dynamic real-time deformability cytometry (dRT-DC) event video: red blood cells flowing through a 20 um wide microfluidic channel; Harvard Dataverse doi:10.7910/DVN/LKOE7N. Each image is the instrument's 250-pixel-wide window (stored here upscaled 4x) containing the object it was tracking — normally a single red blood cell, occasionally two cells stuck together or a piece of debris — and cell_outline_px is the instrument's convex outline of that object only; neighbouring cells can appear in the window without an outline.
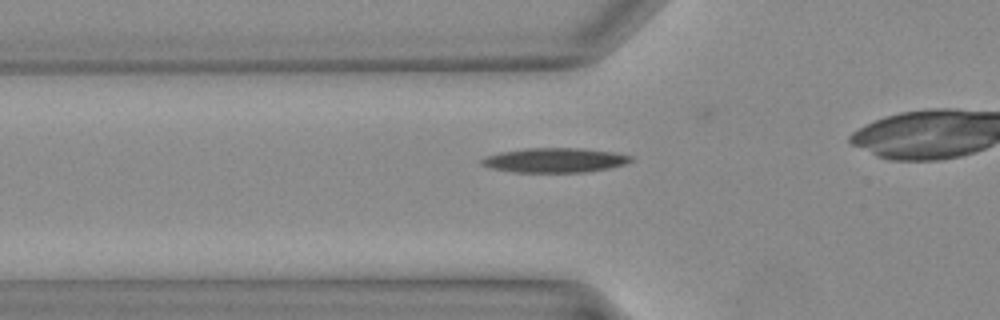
{"species": "Egyptian fruit bat (a non-hibernating species)", "species_latin": "Rousettus aegyptiacus", "temperature_condition": "warm", "stored_images_in_passage": 30, "camera_frame_rate_fps": 3000, "um_per_image_px": 0.085, "animal": {"sex": "female"}, "frame": {"image": 1, "passage_image": 11, "time_ms": 3.333, "image_size_px": [1000, 320], "cell_outline_px": [[632, 160], [624, 164], [608, 168], [588, 172], [512, 172], [492, 168], [480, 164], [480, 160], [488, 156], [500, 152], [528, 148], [572, 148], [612, 152], [632, 156]], "centroid_in_image_um": [47.13, 13.62], "position_along_channel_um": 78.7, "area_um2": 21.04}}
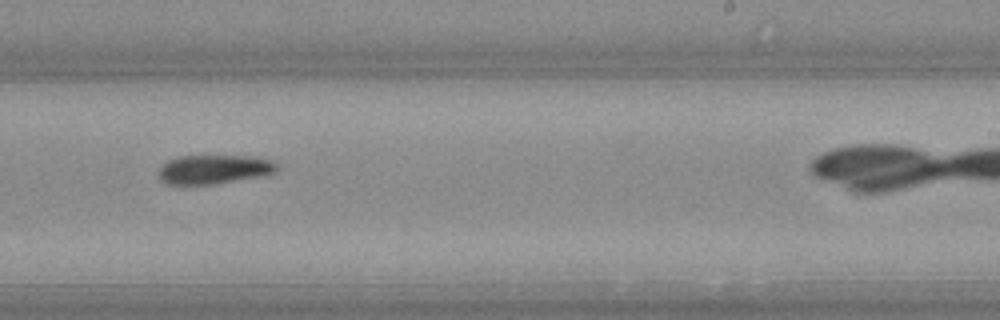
{"frame": {"image": 2, "passage_image": 22, "time_ms": 7.0, "image_size_px": [1000, 320], "cell_outline_px": [[280, 168], [276, 172], [268, 176], [216, 184], [184, 188], [168, 184], [160, 180], [156, 172], [168, 160], [180, 156], [256, 156], [268, 160], [276, 164]], "centroid_in_image_um": [18.16, 14.45], "position_along_channel_um": 270.8, "area_um2": 21.1}}
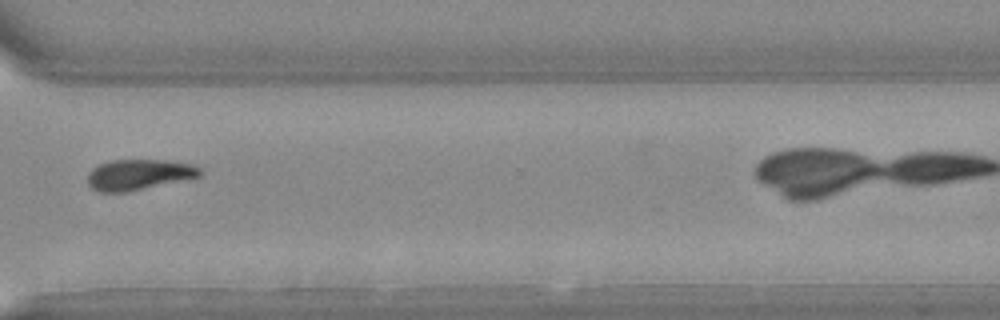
{"frame": {"image": 3, "passage_image": 27, "time_ms": 8.667, "image_size_px": [1000, 320], "cell_outline_px": [[204, 172], [200, 176], [124, 192], [100, 192], [92, 188], [88, 184], [88, 172], [92, 168], [100, 164], [112, 160], [164, 160], [192, 164], [200, 168]], "centroid_in_image_um": [11.78, 14.83], "position_along_channel_um": 358.8, "area_um2": 19.77}}